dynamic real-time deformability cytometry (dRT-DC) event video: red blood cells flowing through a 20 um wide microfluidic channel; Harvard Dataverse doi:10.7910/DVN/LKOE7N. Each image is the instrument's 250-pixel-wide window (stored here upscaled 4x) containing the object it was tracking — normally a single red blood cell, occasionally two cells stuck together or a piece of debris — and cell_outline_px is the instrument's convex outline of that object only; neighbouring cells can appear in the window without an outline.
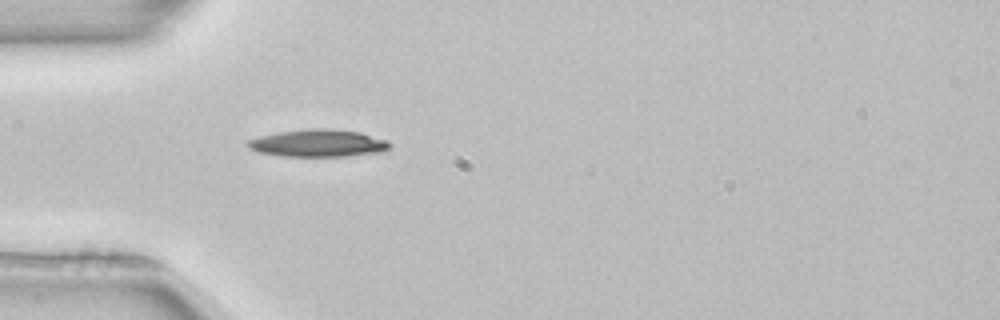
{"species": "common noctule bat (a hibernating species)", "species_latin": "Nyctalus noctula", "temperature_condition": "room temperature", "stored_images_in_passage": 37, "camera_frame_rate_fps": 3000, "um_per_image_px": 0.085, "animal": {"sex": "female", "body_mass_g": 22.7, "forearm_length_mm": 54.2}, "frame": {"image": 1, "passage_image": 1, "time_ms": 0.0, "image_size_px": [1000, 320], "cell_outline_px": [[392, 144], [384, 152], [348, 156], [280, 156], [256, 152], [248, 148], [248, 140], [260, 136], [280, 132], [312, 128], [332, 128], [360, 132], [388, 140]], "centroid_in_image_um": [27.08, 12.17], "position_along_channel_um": 57.9, "area_um2": 22.83}, "authors_computed_cell_mechanics": {"area_um2": 20.6924, "velocity_mm_per_s": 3.9677, "shape_relaxation_time_tau1_ms": 2.3002, "shape_relaxation_time_tau2_ms": null, "deformation_change_tau1": 0.123, "deformation_change_tau2": null}}